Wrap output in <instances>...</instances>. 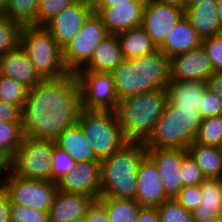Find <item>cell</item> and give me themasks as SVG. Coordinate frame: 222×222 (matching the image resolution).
Returning <instances> with one entry per match:
<instances>
[{"mask_svg":"<svg viewBox=\"0 0 222 222\" xmlns=\"http://www.w3.org/2000/svg\"><path fill=\"white\" fill-rule=\"evenodd\" d=\"M202 119L199 110L178 108L167 102L161 118L143 145L146 149L187 150L196 140Z\"/></svg>","mask_w":222,"mask_h":222,"instance_id":"5b68a950","label":"cell"},{"mask_svg":"<svg viewBox=\"0 0 222 222\" xmlns=\"http://www.w3.org/2000/svg\"><path fill=\"white\" fill-rule=\"evenodd\" d=\"M184 16L189 20L201 39L222 33L217 16L216 1H201L184 10Z\"/></svg>","mask_w":222,"mask_h":222,"instance_id":"44dd1931","label":"cell"},{"mask_svg":"<svg viewBox=\"0 0 222 222\" xmlns=\"http://www.w3.org/2000/svg\"><path fill=\"white\" fill-rule=\"evenodd\" d=\"M58 191L83 194L97 200L100 197L101 162L87 161L77 163L69 173L58 182Z\"/></svg>","mask_w":222,"mask_h":222,"instance_id":"5bb4252c","label":"cell"},{"mask_svg":"<svg viewBox=\"0 0 222 222\" xmlns=\"http://www.w3.org/2000/svg\"><path fill=\"white\" fill-rule=\"evenodd\" d=\"M181 183L183 186L200 185L206 177L193 157L187 153L182 159Z\"/></svg>","mask_w":222,"mask_h":222,"instance_id":"74e56055","label":"cell"},{"mask_svg":"<svg viewBox=\"0 0 222 222\" xmlns=\"http://www.w3.org/2000/svg\"><path fill=\"white\" fill-rule=\"evenodd\" d=\"M131 1H140V0H93V8H111L117 5L129 4Z\"/></svg>","mask_w":222,"mask_h":222,"instance_id":"681fc988","label":"cell"},{"mask_svg":"<svg viewBox=\"0 0 222 222\" xmlns=\"http://www.w3.org/2000/svg\"><path fill=\"white\" fill-rule=\"evenodd\" d=\"M196 143L220 147L222 143V115L202 119Z\"/></svg>","mask_w":222,"mask_h":222,"instance_id":"d6a6232c","label":"cell"},{"mask_svg":"<svg viewBox=\"0 0 222 222\" xmlns=\"http://www.w3.org/2000/svg\"><path fill=\"white\" fill-rule=\"evenodd\" d=\"M124 60L119 38L116 34H109L98 44L89 61L78 71L112 72Z\"/></svg>","mask_w":222,"mask_h":222,"instance_id":"7402d4cb","label":"cell"},{"mask_svg":"<svg viewBox=\"0 0 222 222\" xmlns=\"http://www.w3.org/2000/svg\"><path fill=\"white\" fill-rule=\"evenodd\" d=\"M81 91L82 109L116 112L119 98L113 72L76 71Z\"/></svg>","mask_w":222,"mask_h":222,"instance_id":"9c48e42d","label":"cell"},{"mask_svg":"<svg viewBox=\"0 0 222 222\" xmlns=\"http://www.w3.org/2000/svg\"><path fill=\"white\" fill-rule=\"evenodd\" d=\"M147 157L156 165L166 196L175 198L183 188L182 159L188 153L183 149H146Z\"/></svg>","mask_w":222,"mask_h":222,"instance_id":"2e32d148","label":"cell"},{"mask_svg":"<svg viewBox=\"0 0 222 222\" xmlns=\"http://www.w3.org/2000/svg\"><path fill=\"white\" fill-rule=\"evenodd\" d=\"M157 208L160 222H194L192 212L186 210L175 198L164 201Z\"/></svg>","mask_w":222,"mask_h":222,"instance_id":"e575fe53","label":"cell"},{"mask_svg":"<svg viewBox=\"0 0 222 222\" xmlns=\"http://www.w3.org/2000/svg\"><path fill=\"white\" fill-rule=\"evenodd\" d=\"M154 2L183 9V0H154Z\"/></svg>","mask_w":222,"mask_h":222,"instance_id":"f907efd6","label":"cell"},{"mask_svg":"<svg viewBox=\"0 0 222 222\" xmlns=\"http://www.w3.org/2000/svg\"><path fill=\"white\" fill-rule=\"evenodd\" d=\"M98 200L104 205L109 222H136L142 208L134 199L100 196Z\"/></svg>","mask_w":222,"mask_h":222,"instance_id":"f1b7e54d","label":"cell"},{"mask_svg":"<svg viewBox=\"0 0 222 222\" xmlns=\"http://www.w3.org/2000/svg\"><path fill=\"white\" fill-rule=\"evenodd\" d=\"M23 137L22 122H1L0 152L11 161Z\"/></svg>","mask_w":222,"mask_h":222,"instance_id":"4dcf8cb0","label":"cell"},{"mask_svg":"<svg viewBox=\"0 0 222 222\" xmlns=\"http://www.w3.org/2000/svg\"><path fill=\"white\" fill-rule=\"evenodd\" d=\"M11 222H48V212L11 204Z\"/></svg>","mask_w":222,"mask_h":222,"instance_id":"f35d334b","label":"cell"},{"mask_svg":"<svg viewBox=\"0 0 222 222\" xmlns=\"http://www.w3.org/2000/svg\"><path fill=\"white\" fill-rule=\"evenodd\" d=\"M144 7L142 1H131L111 8H93V12L100 16L109 34H117L141 27Z\"/></svg>","mask_w":222,"mask_h":222,"instance_id":"ac0fdd59","label":"cell"},{"mask_svg":"<svg viewBox=\"0 0 222 222\" xmlns=\"http://www.w3.org/2000/svg\"><path fill=\"white\" fill-rule=\"evenodd\" d=\"M54 142L56 146L66 151L76 163L98 161L93 148L78 123L65 129Z\"/></svg>","mask_w":222,"mask_h":222,"instance_id":"484cf974","label":"cell"},{"mask_svg":"<svg viewBox=\"0 0 222 222\" xmlns=\"http://www.w3.org/2000/svg\"><path fill=\"white\" fill-rule=\"evenodd\" d=\"M146 156L143 143L128 142L104 159L101 162L100 196L135 200L137 171Z\"/></svg>","mask_w":222,"mask_h":222,"instance_id":"277c9868","label":"cell"},{"mask_svg":"<svg viewBox=\"0 0 222 222\" xmlns=\"http://www.w3.org/2000/svg\"><path fill=\"white\" fill-rule=\"evenodd\" d=\"M207 89L203 81L170 80L166 87L167 102L178 108H194L201 114V98Z\"/></svg>","mask_w":222,"mask_h":222,"instance_id":"cb8c5ba5","label":"cell"},{"mask_svg":"<svg viewBox=\"0 0 222 222\" xmlns=\"http://www.w3.org/2000/svg\"><path fill=\"white\" fill-rule=\"evenodd\" d=\"M200 185L183 186L175 199L188 211L195 210L201 202Z\"/></svg>","mask_w":222,"mask_h":222,"instance_id":"b9f144b4","label":"cell"},{"mask_svg":"<svg viewBox=\"0 0 222 222\" xmlns=\"http://www.w3.org/2000/svg\"><path fill=\"white\" fill-rule=\"evenodd\" d=\"M39 0H9L3 14L21 27L37 26V9Z\"/></svg>","mask_w":222,"mask_h":222,"instance_id":"f546056e","label":"cell"},{"mask_svg":"<svg viewBox=\"0 0 222 222\" xmlns=\"http://www.w3.org/2000/svg\"><path fill=\"white\" fill-rule=\"evenodd\" d=\"M202 44L201 37L183 16L169 32L165 42L158 48L167 57L188 52Z\"/></svg>","mask_w":222,"mask_h":222,"instance_id":"603a6c76","label":"cell"},{"mask_svg":"<svg viewBox=\"0 0 222 222\" xmlns=\"http://www.w3.org/2000/svg\"><path fill=\"white\" fill-rule=\"evenodd\" d=\"M201 202L192 211L194 222H205L222 216V179L206 178L200 184Z\"/></svg>","mask_w":222,"mask_h":222,"instance_id":"d4e9b609","label":"cell"},{"mask_svg":"<svg viewBox=\"0 0 222 222\" xmlns=\"http://www.w3.org/2000/svg\"><path fill=\"white\" fill-rule=\"evenodd\" d=\"M0 75L14 79L28 89L43 80L20 45L0 56Z\"/></svg>","mask_w":222,"mask_h":222,"instance_id":"d6986e66","label":"cell"},{"mask_svg":"<svg viewBox=\"0 0 222 222\" xmlns=\"http://www.w3.org/2000/svg\"><path fill=\"white\" fill-rule=\"evenodd\" d=\"M11 204L48 212L58 192L56 182L22 178L9 173L3 184Z\"/></svg>","mask_w":222,"mask_h":222,"instance_id":"8fae6325","label":"cell"},{"mask_svg":"<svg viewBox=\"0 0 222 222\" xmlns=\"http://www.w3.org/2000/svg\"><path fill=\"white\" fill-rule=\"evenodd\" d=\"M214 73L203 45L170 58V79L180 81H203Z\"/></svg>","mask_w":222,"mask_h":222,"instance_id":"9a60e30c","label":"cell"},{"mask_svg":"<svg viewBox=\"0 0 222 222\" xmlns=\"http://www.w3.org/2000/svg\"><path fill=\"white\" fill-rule=\"evenodd\" d=\"M81 110V91L74 73L42 80L28 91L21 116L23 135L54 141L78 123Z\"/></svg>","mask_w":222,"mask_h":222,"instance_id":"6da1fadb","label":"cell"},{"mask_svg":"<svg viewBox=\"0 0 222 222\" xmlns=\"http://www.w3.org/2000/svg\"><path fill=\"white\" fill-rule=\"evenodd\" d=\"M78 124L100 162L128 143L122 134L116 112L82 109Z\"/></svg>","mask_w":222,"mask_h":222,"instance_id":"52a82bcc","label":"cell"},{"mask_svg":"<svg viewBox=\"0 0 222 222\" xmlns=\"http://www.w3.org/2000/svg\"><path fill=\"white\" fill-rule=\"evenodd\" d=\"M74 222H85V219L83 218V219H80V220H76Z\"/></svg>","mask_w":222,"mask_h":222,"instance_id":"6f0895ef","label":"cell"},{"mask_svg":"<svg viewBox=\"0 0 222 222\" xmlns=\"http://www.w3.org/2000/svg\"><path fill=\"white\" fill-rule=\"evenodd\" d=\"M187 152L197 162L206 178L222 179V152L219 147L193 142Z\"/></svg>","mask_w":222,"mask_h":222,"instance_id":"83f0119b","label":"cell"},{"mask_svg":"<svg viewBox=\"0 0 222 222\" xmlns=\"http://www.w3.org/2000/svg\"><path fill=\"white\" fill-rule=\"evenodd\" d=\"M22 27L10 18L0 15V56L20 45Z\"/></svg>","mask_w":222,"mask_h":222,"instance_id":"836d02e7","label":"cell"},{"mask_svg":"<svg viewBox=\"0 0 222 222\" xmlns=\"http://www.w3.org/2000/svg\"><path fill=\"white\" fill-rule=\"evenodd\" d=\"M11 172L10 160L0 152V187L3 186L4 181Z\"/></svg>","mask_w":222,"mask_h":222,"instance_id":"c3c4849f","label":"cell"},{"mask_svg":"<svg viewBox=\"0 0 222 222\" xmlns=\"http://www.w3.org/2000/svg\"><path fill=\"white\" fill-rule=\"evenodd\" d=\"M22 111L13 104L0 101V123L21 122Z\"/></svg>","mask_w":222,"mask_h":222,"instance_id":"ee69618b","label":"cell"},{"mask_svg":"<svg viewBox=\"0 0 222 222\" xmlns=\"http://www.w3.org/2000/svg\"><path fill=\"white\" fill-rule=\"evenodd\" d=\"M94 200L91 196L58 191L48 210V222H74L83 219Z\"/></svg>","mask_w":222,"mask_h":222,"instance_id":"ffe728a7","label":"cell"},{"mask_svg":"<svg viewBox=\"0 0 222 222\" xmlns=\"http://www.w3.org/2000/svg\"><path fill=\"white\" fill-rule=\"evenodd\" d=\"M222 115V99L206 89L201 98V116L206 117H216Z\"/></svg>","mask_w":222,"mask_h":222,"instance_id":"60d3db41","label":"cell"},{"mask_svg":"<svg viewBox=\"0 0 222 222\" xmlns=\"http://www.w3.org/2000/svg\"><path fill=\"white\" fill-rule=\"evenodd\" d=\"M214 72H222V34L202 39Z\"/></svg>","mask_w":222,"mask_h":222,"instance_id":"ab89813d","label":"cell"},{"mask_svg":"<svg viewBox=\"0 0 222 222\" xmlns=\"http://www.w3.org/2000/svg\"><path fill=\"white\" fill-rule=\"evenodd\" d=\"M119 100L131 96L166 89L170 82V58L159 49L135 59H125L113 71Z\"/></svg>","mask_w":222,"mask_h":222,"instance_id":"7a4b0ae2","label":"cell"},{"mask_svg":"<svg viewBox=\"0 0 222 222\" xmlns=\"http://www.w3.org/2000/svg\"><path fill=\"white\" fill-rule=\"evenodd\" d=\"M109 35L100 16L92 12L80 32L63 49V60L70 73L81 69L91 58L98 44Z\"/></svg>","mask_w":222,"mask_h":222,"instance_id":"30bf717a","label":"cell"},{"mask_svg":"<svg viewBox=\"0 0 222 222\" xmlns=\"http://www.w3.org/2000/svg\"><path fill=\"white\" fill-rule=\"evenodd\" d=\"M20 46L43 80L57 79L70 74L64 64L63 49L44 26L22 27Z\"/></svg>","mask_w":222,"mask_h":222,"instance_id":"8992f818","label":"cell"},{"mask_svg":"<svg viewBox=\"0 0 222 222\" xmlns=\"http://www.w3.org/2000/svg\"><path fill=\"white\" fill-rule=\"evenodd\" d=\"M28 91V88L16 80L0 75V101L16 105L22 111Z\"/></svg>","mask_w":222,"mask_h":222,"instance_id":"1f68e13d","label":"cell"},{"mask_svg":"<svg viewBox=\"0 0 222 222\" xmlns=\"http://www.w3.org/2000/svg\"><path fill=\"white\" fill-rule=\"evenodd\" d=\"M201 1H210V0H183V9H187L189 8L190 6L196 4V3H199Z\"/></svg>","mask_w":222,"mask_h":222,"instance_id":"816d5d0a","label":"cell"},{"mask_svg":"<svg viewBox=\"0 0 222 222\" xmlns=\"http://www.w3.org/2000/svg\"><path fill=\"white\" fill-rule=\"evenodd\" d=\"M136 222H160L158 208L142 207Z\"/></svg>","mask_w":222,"mask_h":222,"instance_id":"bcb514c9","label":"cell"},{"mask_svg":"<svg viewBox=\"0 0 222 222\" xmlns=\"http://www.w3.org/2000/svg\"><path fill=\"white\" fill-rule=\"evenodd\" d=\"M11 201L8 193L0 187V222H11Z\"/></svg>","mask_w":222,"mask_h":222,"instance_id":"f6af8a7d","label":"cell"},{"mask_svg":"<svg viewBox=\"0 0 222 222\" xmlns=\"http://www.w3.org/2000/svg\"><path fill=\"white\" fill-rule=\"evenodd\" d=\"M166 103V89L148 91L120 100L116 114L124 139L131 143H144L161 118Z\"/></svg>","mask_w":222,"mask_h":222,"instance_id":"3957f363","label":"cell"},{"mask_svg":"<svg viewBox=\"0 0 222 222\" xmlns=\"http://www.w3.org/2000/svg\"><path fill=\"white\" fill-rule=\"evenodd\" d=\"M205 222H222V216L211 218V219H209L208 221H205Z\"/></svg>","mask_w":222,"mask_h":222,"instance_id":"11a10c76","label":"cell"},{"mask_svg":"<svg viewBox=\"0 0 222 222\" xmlns=\"http://www.w3.org/2000/svg\"><path fill=\"white\" fill-rule=\"evenodd\" d=\"M184 16V9L157 2L145 4L141 27L159 48L166 40L169 32Z\"/></svg>","mask_w":222,"mask_h":222,"instance_id":"4fadbf2b","label":"cell"},{"mask_svg":"<svg viewBox=\"0 0 222 222\" xmlns=\"http://www.w3.org/2000/svg\"><path fill=\"white\" fill-rule=\"evenodd\" d=\"M53 140L23 137L11 163V173L22 178L51 181Z\"/></svg>","mask_w":222,"mask_h":222,"instance_id":"ba28073f","label":"cell"},{"mask_svg":"<svg viewBox=\"0 0 222 222\" xmlns=\"http://www.w3.org/2000/svg\"><path fill=\"white\" fill-rule=\"evenodd\" d=\"M135 200L142 207L157 208L169 198L165 194L156 165L146 156L137 171Z\"/></svg>","mask_w":222,"mask_h":222,"instance_id":"e0dca14e","label":"cell"},{"mask_svg":"<svg viewBox=\"0 0 222 222\" xmlns=\"http://www.w3.org/2000/svg\"><path fill=\"white\" fill-rule=\"evenodd\" d=\"M78 0H39L37 9V26H45L61 10Z\"/></svg>","mask_w":222,"mask_h":222,"instance_id":"8d00e7d4","label":"cell"},{"mask_svg":"<svg viewBox=\"0 0 222 222\" xmlns=\"http://www.w3.org/2000/svg\"><path fill=\"white\" fill-rule=\"evenodd\" d=\"M217 16L220 21L221 29H222V0H217Z\"/></svg>","mask_w":222,"mask_h":222,"instance_id":"f5cc1de1","label":"cell"},{"mask_svg":"<svg viewBox=\"0 0 222 222\" xmlns=\"http://www.w3.org/2000/svg\"><path fill=\"white\" fill-rule=\"evenodd\" d=\"M207 89L222 99V72H214L206 81Z\"/></svg>","mask_w":222,"mask_h":222,"instance_id":"7dc6e473","label":"cell"},{"mask_svg":"<svg viewBox=\"0 0 222 222\" xmlns=\"http://www.w3.org/2000/svg\"><path fill=\"white\" fill-rule=\"evenodd\" d=\"M84 219L85 222H109L105 207L98 199L89 206Z\"/></svg>","mask_w":222,"mask_h":222,"instance_id":"7bdbcfd3","label":"cell"},{"mask_svg":"<svg viewBox=\"0 0 222 222\" xmlns=\"http://www.w3.org/2000/svg\"><path fill=\"white\" fill-rule=\"evenodd\" d=\"M140 1H142L146 4V3H149V2H153L154 0H140Z\"/></svg>","mask_w":222,"mask_h":222,"instance_id":"9f6ffc18","label":"cell"},{"mask_svg":"<svg viewBox=\"0 0 222 222\" xmlns=\"http://www.w3.org/2000/svg\"><path fill=\"white\" fill-rule=\"evenodd\" d=\"M116 35L119 38L124 59H135L158 50L142 27L126 30Z\"/></svg>","mask_w":222,"mask_h":222,"instance_id":"4316f807","label":"cell"},{"mask_svg":"<svg viewBox=\"0 0 222 222\" xmlns=\"http://www.w3.org/2000/svg\"><path fill=\"white\" fill-rule=\"evenodd\" d=\"M76 164L74 159L66 151L56 146L53 141L51 181L57 183Z\"/></svg>","mask_w":222,"mask_h":222,"instance_id":"d590c367","label":"cell"},{"mask_svg":"<svg viewBox=\"0 0 222 222\" xmlns=\"http://www.w3.org/2000/svg\"><path fill=\"white\" fill-rule=\"evenodd\" d=\"M9 0H0V15H3L8 7Z\"/></svg>","mask_w":222,"mask_h":222,"instance_id":"db71d44e","label":"cell"},{"mask_svg":"<svg viewBox=\"0 0 222 222\" xmlns=\"http://www.w3.org/2000/svg\"><path fill=\"white\" fill-rule=\"evenodd\" d=\"M92 12V2L78 0L61 10L44 27L51 33L56 43L64 49L80 32L85 20Z\"/></svg>","mask_w":222,"mask_h":222,"instance_id":"7c38bea8","label":"cell"}]
</instances>
